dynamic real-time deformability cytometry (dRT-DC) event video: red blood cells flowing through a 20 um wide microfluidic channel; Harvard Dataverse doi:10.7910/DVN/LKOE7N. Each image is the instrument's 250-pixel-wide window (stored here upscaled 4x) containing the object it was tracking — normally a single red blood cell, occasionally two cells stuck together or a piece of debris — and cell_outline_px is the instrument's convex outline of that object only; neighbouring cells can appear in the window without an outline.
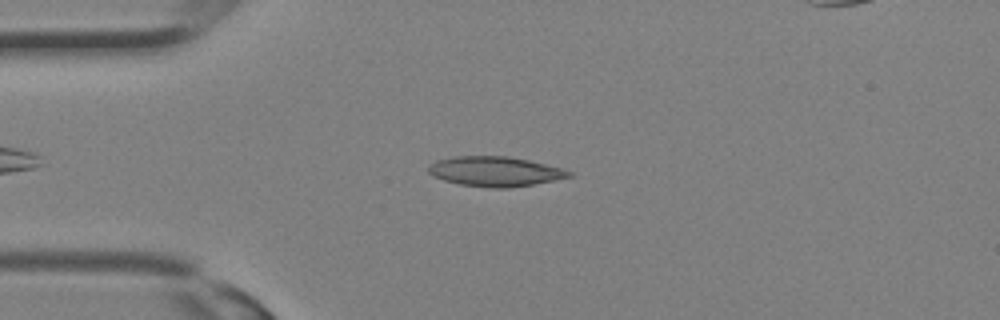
{"species": "Egyptian fruit bat (a non-hibernating species)", "species_latin": "Rousettus aegyptiacus", "temperature_condition": "room temperature", "stored_images_in_passage": 29, "camera_frame_rate_fps": 3000, "um_per_image_px": 0.085, "animal": {"sex": "female"}, "frame": {"image": 1, "passage_image": 5, "time_ms": 1.333, "image_size_px": [1000, 320], "cell_outline_px": [[572, 176], [532, 184], [508, 188], [492, 188], [460, 184], [444, 180], [432, 176], [428, 172], [428, 164], [436, 160], [456, 156], [508, 156], [528, 160], [564, 168], [572, 172]], "centroid_in_image_um": [42.05, 14.56], "position_along_channel_um": 43.0, "area_um2": 24.39}}
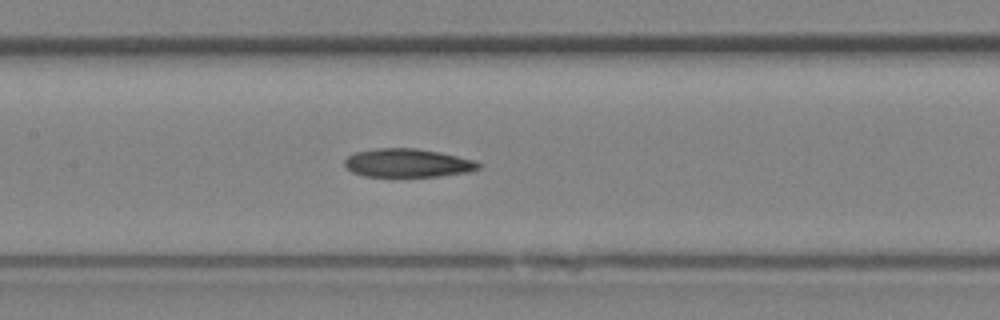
{"frame": {"image": 2, "passage_image": 12, "time_ms": 3.667, "image_size_px": [1000, 320], "cell_outline_px": [[484, 164], [480, 168], [468, 172], [440, 176], [364, 176], [352, 172], [344, 164], [344, 160], [348, 156], [356, 152], [376, 148], [416, 148], [440, 152], [476, 160]], "centroid_in_image_um": [34.7, 13.85], "position_along_channel_um": 172.7, "area_um2": 22.31}}
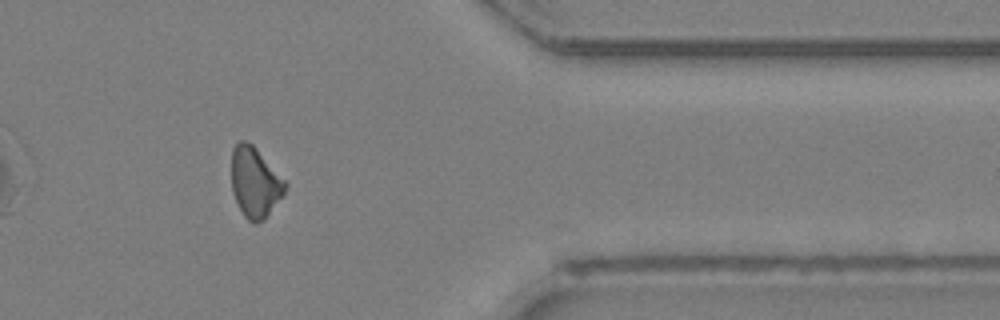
{"frame": {"image": 3, "passage_image": 23, "time_ms": 7.333, "image_size_px": [1000, 320], "cell_outline_px": [[288, 184], [284, 192], [264, 220], [256, 224], [252, 224], [244, 216], [232, 192], [232, 148], [240, 140], [244, 140], [252, 144], [256, 148]], "centroid_in_image_um": [21.66, 15.51], "position_along_channel_um": 389.7, "area_um2": 21.73}}